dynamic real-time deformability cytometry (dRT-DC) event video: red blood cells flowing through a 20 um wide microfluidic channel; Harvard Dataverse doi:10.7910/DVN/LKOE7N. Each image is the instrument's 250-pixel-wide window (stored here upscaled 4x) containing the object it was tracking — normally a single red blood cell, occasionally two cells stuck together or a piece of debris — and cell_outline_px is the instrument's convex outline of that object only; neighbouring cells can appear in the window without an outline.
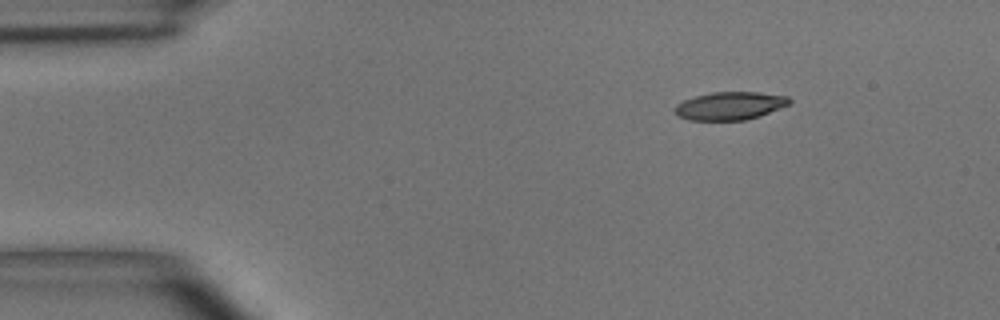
{"species": "common noctule bat (a hibernating species)", "species_latin": "Nyctalus noctula", "temperature_condition": "room temperature", "stored_images_in_passage": 4, "segment_of_instrument_passage": [1, 2], "camera_frame_rate_fps": 3000, "um_per_image_px": 0.085, "animal": {"sex": "male", "body_mass_g": 15.6}, "frame": {"image": 1, "passage_image": 1, "time_ms": 0.0, "image_size_px": [1000, 320], "cell_outline_px": [[792, 100], [788, 104], [760, 116], [744, 120], [688, 120], [676, 116], [672, 112], [672, 108], [676, 104], [684, 100], [696, 96], [712, 92], [760, 92], [788, 96]], "centroid_in_image_um": [61.98, 9.0], "position_along_channel_um": 23.0, "area_um2": 18.84}}